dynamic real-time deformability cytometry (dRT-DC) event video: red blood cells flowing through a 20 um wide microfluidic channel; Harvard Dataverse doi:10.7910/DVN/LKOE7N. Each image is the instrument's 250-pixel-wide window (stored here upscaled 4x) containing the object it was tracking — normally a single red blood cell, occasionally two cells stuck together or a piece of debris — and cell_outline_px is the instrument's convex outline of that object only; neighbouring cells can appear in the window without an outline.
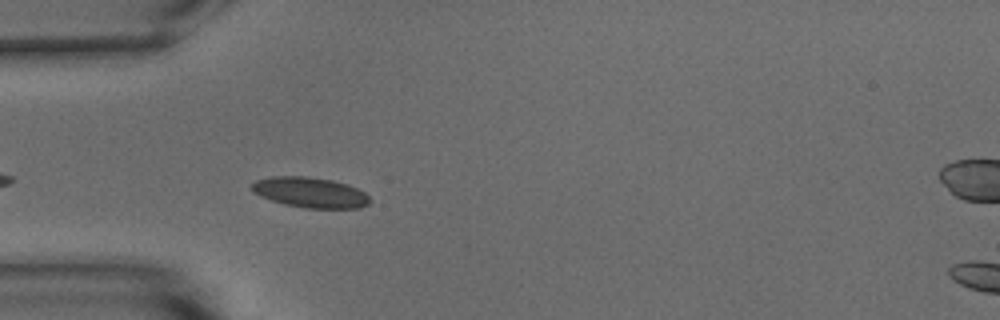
{"species": "common noctule bat (a hibernating species)", "species_latin": "Nyctalus noctula", "temperature_condition": "warm", "stored_images_in_passage": 7, "camera_frame_rate_fps": 3000, "um_per_image_px": 0.085, "animal": {"sex": "male", "body_mass_g": 15.6}, "frame": {"image": 1, "passage_image": 4, "time_ms": 1.0, "image_size_px": [1000, 320], "cell_outline_px": [[372, 200], [368, 204], [360, 208], [304, 208], [284, 204], [260, 196], [252, 192], [252, 184], [256, 180], [272, 176], [308, 176], [332, 180], [348, 184], [364, 192]], "centroid_in_image_um": [26.37, 16.35], "position_along_channel_um": 58.6, "area_um2": 20.98}}